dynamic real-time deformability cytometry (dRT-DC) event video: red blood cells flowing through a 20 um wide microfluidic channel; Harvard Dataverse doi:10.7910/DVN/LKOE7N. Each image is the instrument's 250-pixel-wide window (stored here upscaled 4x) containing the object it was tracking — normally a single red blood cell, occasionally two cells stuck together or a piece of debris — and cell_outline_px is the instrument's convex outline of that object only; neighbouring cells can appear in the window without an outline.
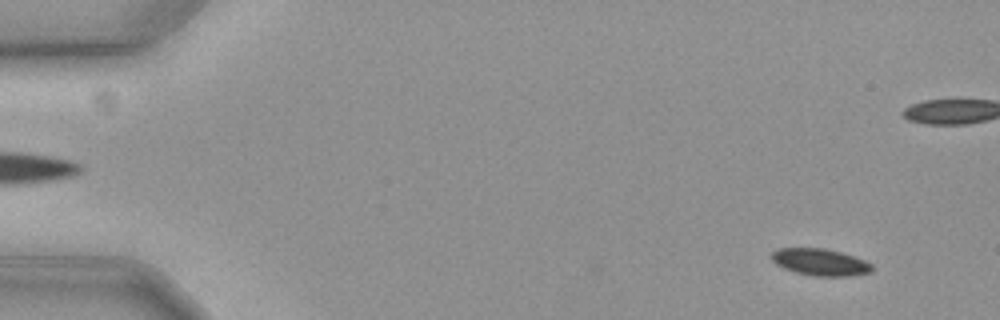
{"species": "common noctule bat (a hibernating species)", "species_latin": "Nyctalus noctula", "temperature_condition": "cold", "stored_images_in_passage": 46, "camera_frame_rate_fps": 3000, "um_per_image_px": 0.085, "animal": {"sex": "female", "body_mass_g": 19.3, "forearm_length_mm": 54.1}, "frame": {"image": 1, "passage_image": 5, "time_ms": 1.333, "image_size_px": [1000, 320], "cell_outline_px": [[872, 272], [848, 276], [812, 276], [796, 272], [784, 268], [776, 264], [772, 260], [772, 252], [780, 248], [824, 248], [840, 252], [864, 260], [872, 264]], "centroid_in_image_um": [69.72, 22.28], "position_along_channel_um": 15.3, "area_um2": 15.61}}
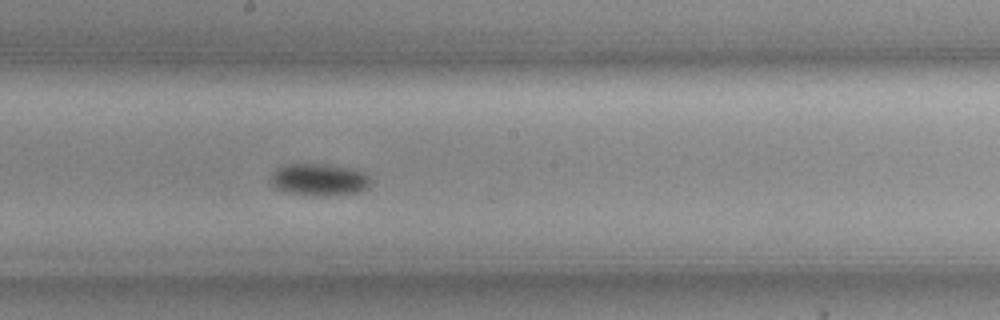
{"frame": {"image": 2, "passage_image": 33, "time_ms": 10.667, "image_size_px": [1000, 320], "cell_outline_px": [[372, 184], [368, 188], [356, 192], [324, 196], [312, 196], [288, 192], [276, 188], [268, 180], [272, 172], [276, 168], [284, 164], [328, 164], [352, 168], [364, 172], [372, 176]], "centroid_in_image_um": [27.14, 15.26], "position_along_channel_um": 221.1, "area_um2": 19.13}}
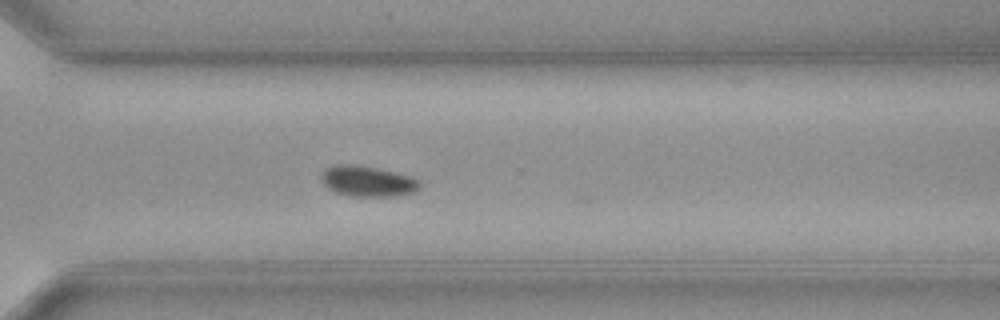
{"frame": {"image": 3, "passage_image": 43, "time_ms": 14.0, "image_size_px": [1000, 320], "cell_outline_px": [[420, 188], [412, 192], [400, 196], [348, 196], [336, 192], [328, 188], [320, 180], [320, 172], [324, 168], [336, 164], [352, 164], [376, 168], [412, 176], [420, 180]], "centroid_in_image_um": [31.22, 15.4], "position_along_channel_um": 339.4, "area_um2": 17.8}}